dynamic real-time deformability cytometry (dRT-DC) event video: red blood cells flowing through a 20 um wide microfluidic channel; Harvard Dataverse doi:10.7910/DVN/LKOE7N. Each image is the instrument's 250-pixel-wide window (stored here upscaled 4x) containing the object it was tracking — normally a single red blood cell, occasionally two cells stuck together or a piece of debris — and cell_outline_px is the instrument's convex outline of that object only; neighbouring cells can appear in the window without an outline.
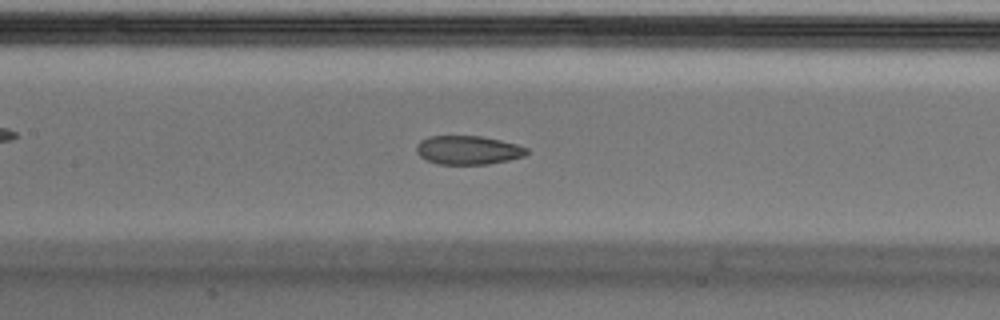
{"species": "Egyptian fruit bat (a non-hibernating species)", "species_latin": "Rousettus aegyptiacus", "temperature_condition": "cold", "stored_images_in_passage": 41, "segment_of_instrument_passage": [1, 2], "camera_frame_rate_fps": 3000, "um_per_image_px": 0.085, "animal": {"sex": "male"}, "frame": {"image": 1, "passage_image": 12, "time_ms": 3.667, "image_size_px": [1000, 320], "cell_outline_px": [[528, 152], [524, 156], [508, 160], [488, 164], [440, 164], [428, 160], [420, 156], [416, 152], [416, 144], [420, 140], [428, 136], [484, 136], [516, 144], [528, 148]], "centroid_in_image_um": [39.77, 12.75], "position_along_channel_um": 167.6, "area_um2": 18.5}}